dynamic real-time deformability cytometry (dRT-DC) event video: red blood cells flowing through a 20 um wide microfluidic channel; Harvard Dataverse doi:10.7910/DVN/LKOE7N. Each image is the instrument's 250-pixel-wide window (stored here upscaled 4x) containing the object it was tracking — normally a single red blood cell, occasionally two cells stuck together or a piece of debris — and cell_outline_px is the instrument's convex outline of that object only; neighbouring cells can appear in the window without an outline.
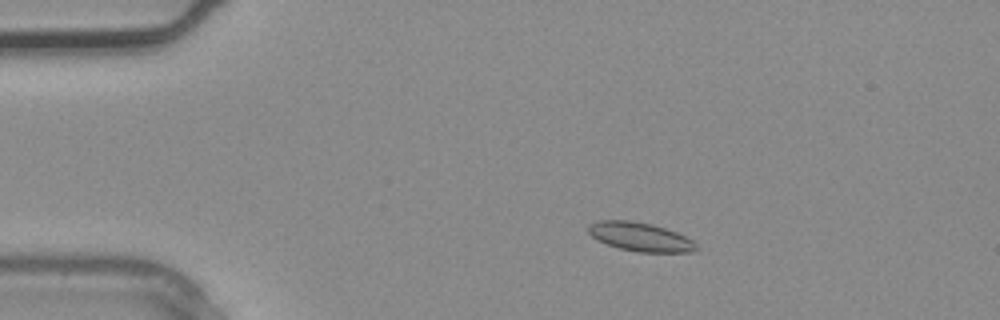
{"species": "common noctule bat (a hibernating species)", "species_latin": "Nyctalus noctula", "temperature_condition": "warm", "stored_images_in_passage": 4, "segment_of_instrument_passage": [1, 2], "camera_frame_rate_fps": 3000, "um_per_image_px": 0.085, "animal": {"sex": "male", "body_mass_g": 20.4}, "frame": {"image": 1, "passage_image": 2, "time_ms": 0.333, "image_size_px": [1000, 320], "cell_outline_px": [[696, 248], [692, 252], [640, 252], [620, 248], [596, 240], [588, 232], [588, 228], [592, 224], [600, 220], [628, 220], [652, 224], [676, 232], [692, 240], [696, 244]], "centroid_in_image_um": [54.41, 20.13], "position_along_channel_um": 30.6, "area_um2": 17.8}}